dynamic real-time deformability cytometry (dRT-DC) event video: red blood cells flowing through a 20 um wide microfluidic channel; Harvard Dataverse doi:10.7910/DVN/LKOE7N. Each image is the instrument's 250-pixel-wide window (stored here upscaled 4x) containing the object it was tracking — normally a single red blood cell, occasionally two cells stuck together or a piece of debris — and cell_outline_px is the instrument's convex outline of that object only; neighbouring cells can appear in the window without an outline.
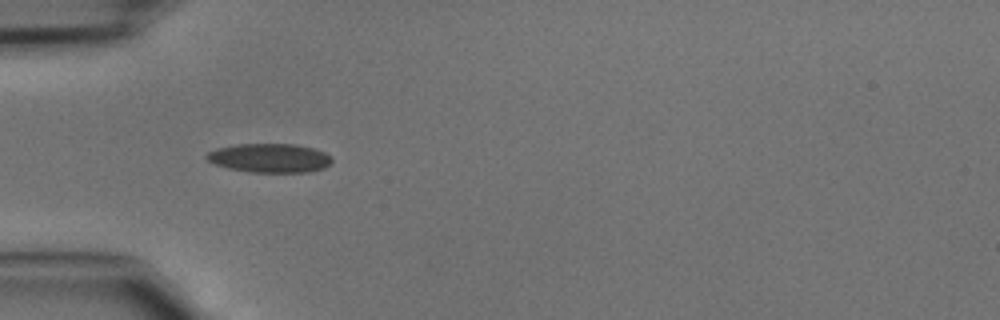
{"species": "common noctule bat (a hibernating species)", "species_latin": "Nyctalus noctula", "temperature_condition": "cold", "stored_images_in_passage": 7, "camera_frame_rate_fps": 3000, "um_per_image_px": 0.085, "animal": {"sex": "male", "body_mass_g": 15.6}, "frame": {"image": 1, "passage_image": 3, "time_ms": 0.667, "image_size_px": [1000, 320], "cell_outline_px": [[332, 160], [324, 168], [308, 172], [252, 172], [228, 168], [216, 164], [208, 160], [204, 156], [208, 152], [216, 148], [240, 144], [296, 144], [312, 148], [324, 152]], "centroid_in_image_um": [22.9, 13.43], "position_along_channel_um": 62.1, "area_um2": 20.92}}